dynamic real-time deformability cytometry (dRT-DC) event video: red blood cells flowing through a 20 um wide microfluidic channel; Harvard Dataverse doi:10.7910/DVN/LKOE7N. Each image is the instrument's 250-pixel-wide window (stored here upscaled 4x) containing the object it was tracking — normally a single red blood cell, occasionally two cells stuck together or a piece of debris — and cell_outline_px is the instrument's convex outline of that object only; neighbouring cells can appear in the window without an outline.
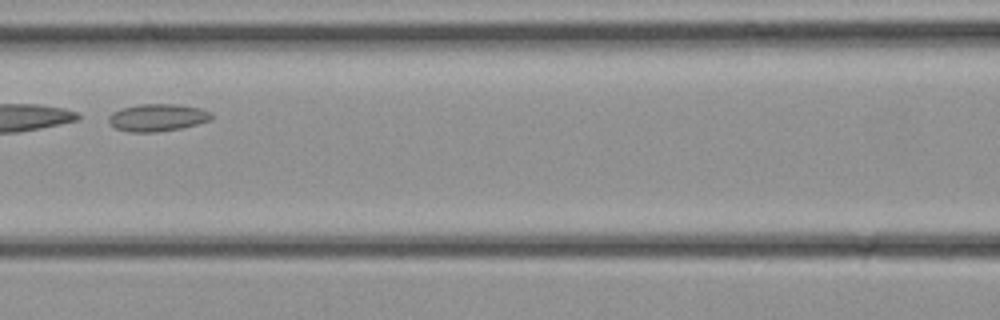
{"species": "common noctule bat (a hibernating species)", "species_latin": "Nyctalus noctula", "temperature_condition": "cold", "stored_images_in_passage": 28, "camera_frame_rate_fps": 3000, "um_per_image_px": 0.085, "animal": {"sex": "female", "body_mass_g": 21.9}, "frame": {"image": 1, "passage_image": 10, "time_ms": 3.0, "image_size_px": [1000, 320], "cell_outline_px": [[212, 120], [180, 128], [156, 132], [128, 132], [116, 128], [108, 120], [108, 116], [112, 112], [124, 108], [140, 104], [180, 104], [200, 108], [212, 112]], "centroid_in_image_um": [13.41, 9.99], "position_along_channel_um": 153.2, "area_um2": 16.36}}
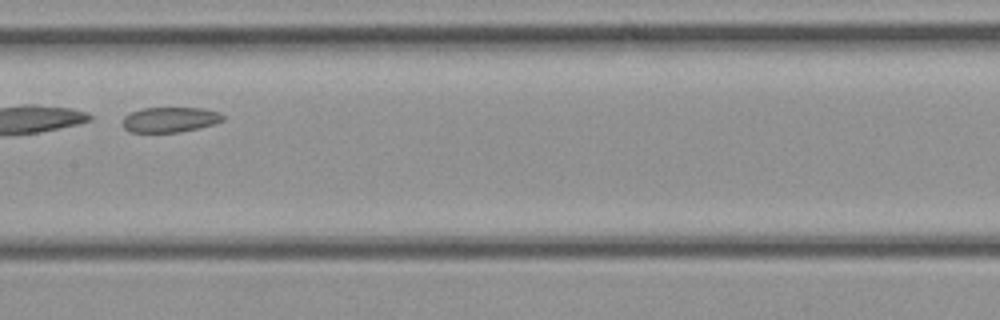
{"frame": {"image": 2, "passage_image": 12, "time_ms": 3.667, "image_size_px": [1000, 320], "cell_outline_px": [[224, 120], [216, 124], [180, 132], [128, 132], [120, 124], [124, 116], [132, 112], [144, 108], [204, 108], [220, 112], [224, 116]], "centroid_in_image_um": [14.45, 10.17], "position_along_channel_um": 192.9, "area_um2": 14.91}}
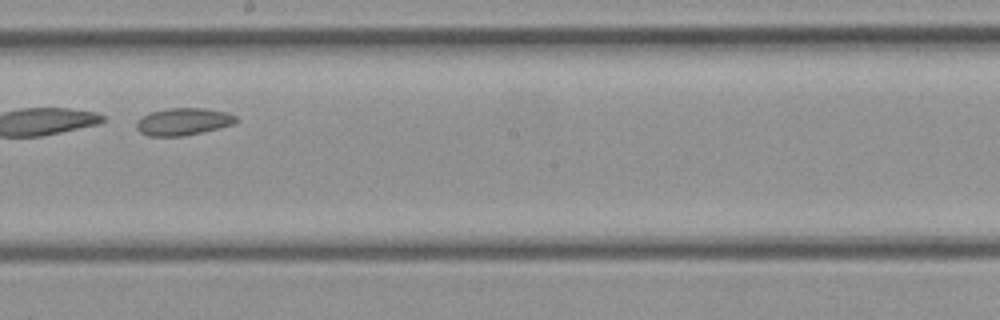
{"frame": {"image": 3, "passage_image": 14, "time_ms": 4.333, "image_size_px": [1000, 320], "cell_outline_px": [[240, 120], [232, 124], [184, 136], [148, 136], [140, 132], [136, 128], [136, 120], [148, 112], [168, 108], [204, 108], [228, 112], [236, 116]], "centroid_in_image_um": [15.54, 10.32], "position_along_channel_um": 232.7, "area_um2": 15.9}}